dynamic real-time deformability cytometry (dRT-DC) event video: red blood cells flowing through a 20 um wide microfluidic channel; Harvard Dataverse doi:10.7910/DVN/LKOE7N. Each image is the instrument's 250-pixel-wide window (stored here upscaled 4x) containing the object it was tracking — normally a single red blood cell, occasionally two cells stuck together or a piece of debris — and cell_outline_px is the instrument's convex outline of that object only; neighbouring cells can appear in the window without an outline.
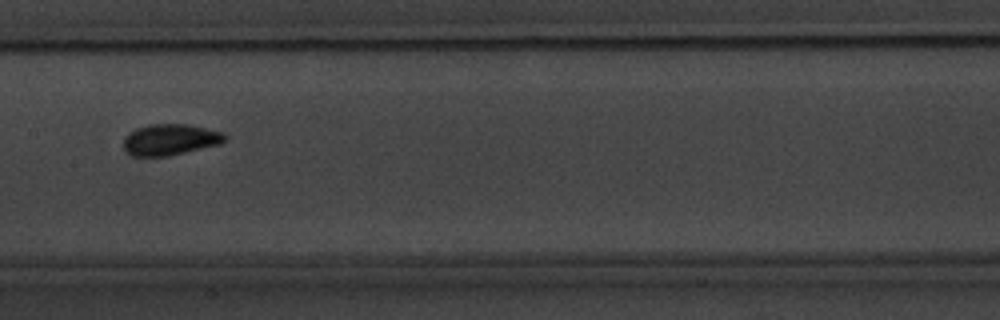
{"species": "common noctule bat (a hibernating species)", "species_latin": "Nyctalus noctula", "temperature_condition": "warm", "stored_images_in_passage": 13, "camera_frame_rate_fps": 3000, "um_per_image_px": 0.085, "animal": {"sex": "male", "body_mass_g": 20.1, "forearm_length_mm": 53.5}, "frame": {"image": 1, "passage_image": 6, "time_ms": 7.0, "image_size_px": [1000, 320], "cell_outline_px": [[228, 136], [220, 144], [168, 156], [132, 156], [124, 148], [124, 136], [128, 132], [136, 128], [148, 124], [184, 124], [224, 132]], "centroid_in_image_um": [14.44, 11.86], "position_along_channel_um": 193.0, "area_um2": 18.38}}
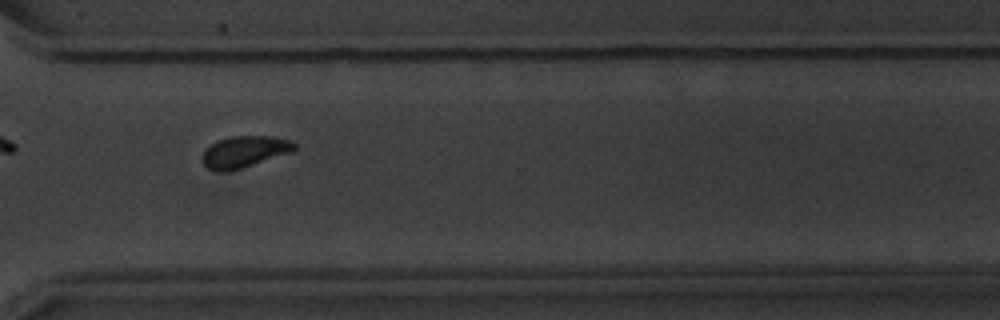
{"frame": {"image": 2, "passage_image": 10, "time_ms": 11.667, "image_size_px": [1000, 320], "cell_outline_px": [[296, 148], [292, 152], [240, 168], [224, 172], [220, 172], [208, 168], [200, 160], [200, 156], [204, 148], [216, 140], [228, 136], [272, 136], [288, 140], [296, 144]], "centroid_in_image_um": [20.7, 12.88], "position_along_channel_um": 349.9, "area_um2": 17.05}, "authors_computed_cell_mechanics": {"area_um2": 17.8602, "velocity_mm_per_s": 3.3595, "shape_relaxation_time_tau1_ms": 4.9739, "shape_relaxation_time_tau2_ms": 2.1403, "deformation_change_tau1": 0.1873, "deformation_change_tau2": 0.0514}}